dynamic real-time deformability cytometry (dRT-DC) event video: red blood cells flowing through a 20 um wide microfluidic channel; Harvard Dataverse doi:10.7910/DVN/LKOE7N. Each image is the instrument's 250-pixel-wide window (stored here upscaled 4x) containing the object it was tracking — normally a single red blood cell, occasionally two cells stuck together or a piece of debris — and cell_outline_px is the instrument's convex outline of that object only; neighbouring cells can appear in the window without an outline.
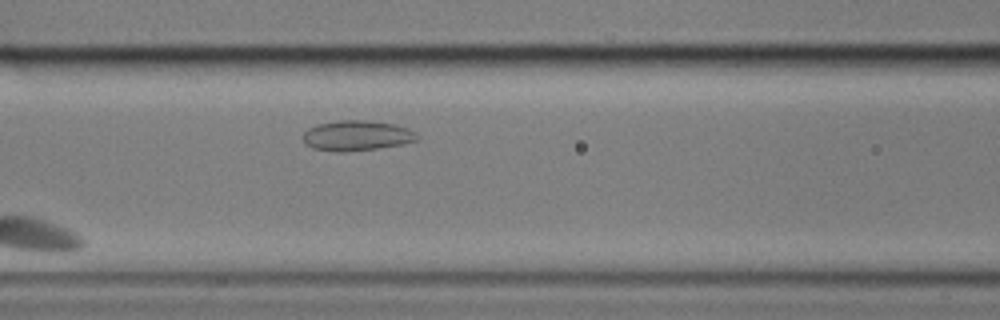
{"species": "common noctule bat (a hibernating species)", "species_latin": "Nyctalus noctula", "temperature_condition": "cold", "stored_images_in_passage": 6, "camera_frame_rate_fps": 3000, "um_per_image_px": 0.085, "animal": {"sex": "male", "body_mass_g": 17.9}, "frame": {"image": 1, "passage_image": 6, "time_ms": 1.667, "image_size_px": [1000, 320], "cell_outline_px": [[420, 140], [400, 144], [376, 148], [344, 152], [336, 152], [312, 148], [304, 144], [304, 132], [308, 128], [316, 124], [340, 120], [364, 120], [396, 124], [408, 128], [416, 132], [420, 136]], "centroid_in_image_um": [30.33, 11.52], "position_along_channel_um": 136.3, "area_um2": 20.23}}